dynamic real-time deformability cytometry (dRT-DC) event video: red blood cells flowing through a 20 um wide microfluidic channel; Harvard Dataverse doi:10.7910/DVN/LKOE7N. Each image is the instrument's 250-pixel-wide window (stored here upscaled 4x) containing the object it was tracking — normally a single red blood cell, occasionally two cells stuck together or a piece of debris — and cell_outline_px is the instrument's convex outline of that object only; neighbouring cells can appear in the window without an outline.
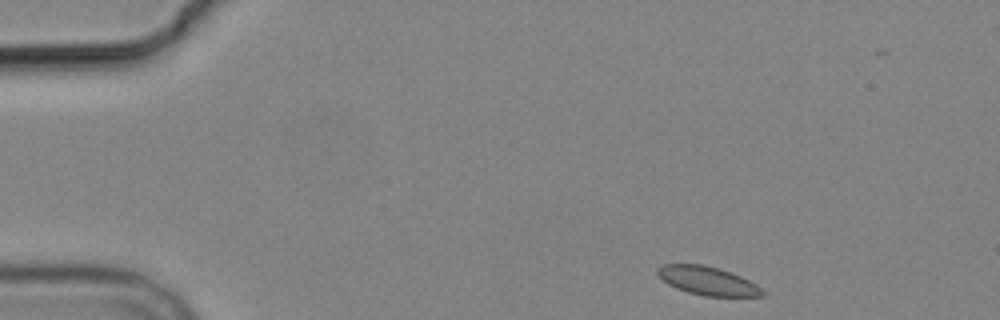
{"species": "common noctule bat (a hibernating species)", "species_latin": "Nyctalus noctula", "temperature_condition": "cold", "stored_images_in_passage": 6, "camera_frame_rate_fps": 3000, "um_per_image_px": 0.085, "animal": {"sex": "male", "body_mass_g": 19.2, "forearm_length_mm": 51.8}, "frame": {"image": 1, "passage_image": 1, "time_ms": 0.0, "image_size_px": [1000, 320], "cell_outline_px": [[768, 292], [764, 296], [704, 296], [688, 292], [676, 288], [668, 284], [656, 272], [656, 268], [664, 264], [704, 264], [740, 276], [756, 284]], "centroid_in_image_um": [60.17, 23.88], "position_along_channel_um": 24.8, "area_um2": 17.34}}
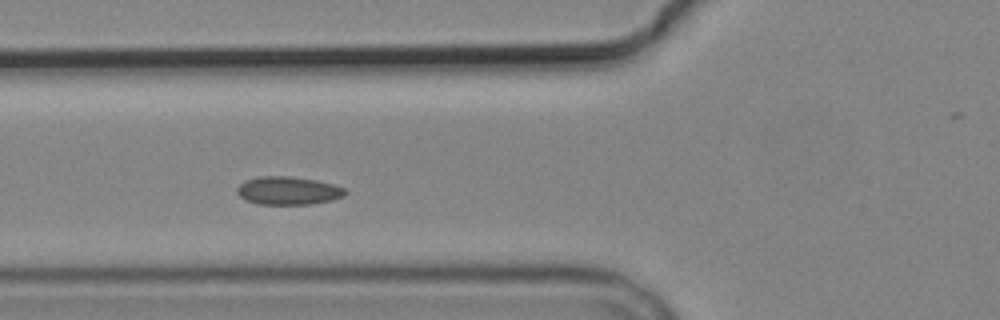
{"frame": {"image": 2, "passage_image": 4, "time_ms": 4.333, "image_size_px": [1000, 320], "cell_outline_px": [[348, 192], [344, 196], [332, 200], [308, 204], [256, 204], [244, 200], [236, 192], [236, 188], [244, 180], [260, 176], [288, 176], [316, 180], [336, 184], [348, 188]], "centroid_in_image_um": [24.51, 16.2], "position_along_channel_um": 101.3, "area_um2": 18.03}}
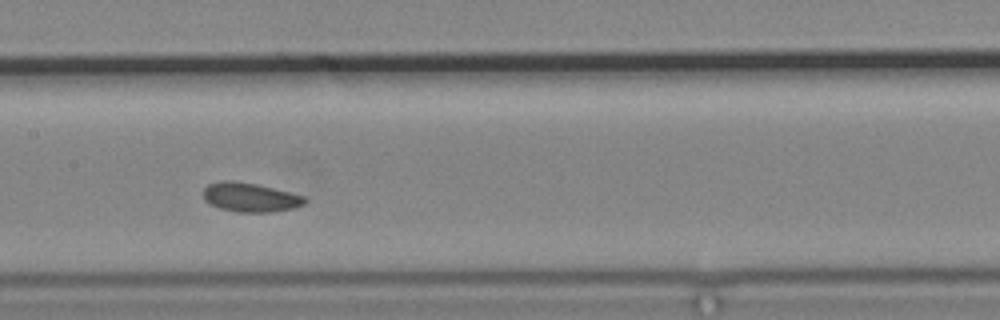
{"frame": {"image": 3, "passage_image": 6, "time_ms": 6.667, "image_size_px": [1000, 320], "cell_outline_px": [[308, 200], [304, 204], [296, 208], [272, 212], [240, 212], [220, 208], [208, 204], [204, 200], [204, 188], [208, 184], [220, 180], [232, 180], [256, 184], [304, 196]], "centroid_in_image_um": [21.26, 16.77], "position_along_channel_um": 186.1, "area_um2": 17.28}}